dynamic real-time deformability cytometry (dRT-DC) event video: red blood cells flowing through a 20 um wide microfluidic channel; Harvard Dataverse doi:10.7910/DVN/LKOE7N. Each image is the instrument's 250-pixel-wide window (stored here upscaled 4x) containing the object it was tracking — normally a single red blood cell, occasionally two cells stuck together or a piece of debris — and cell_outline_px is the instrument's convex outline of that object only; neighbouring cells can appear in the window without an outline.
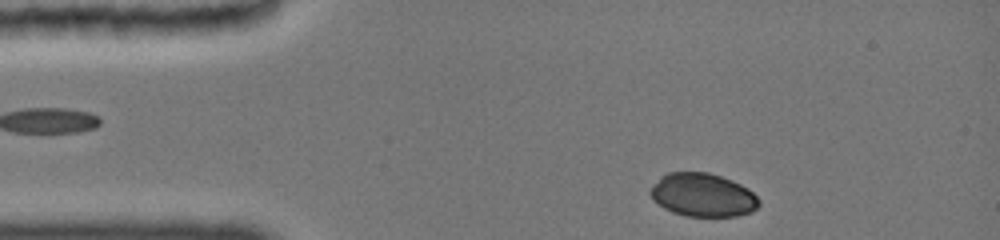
{"species": "common noctule bat (a hibernating species)", "species_latin": "Nyctalus noctula", "temperature_condition": "cold", "stored_images_in_passage": 12, "segment_of_instrument_passage": [2, 2], "camera_frame_rate_fps": 3000, "um_per_image_px": 0.085, "animal": {"sex": "female", "body_mass_g": 19.0, "forearm_length_mm": 51.5}, "frame": {"image": 1, "passage_image": 12, "time_ms": 5.0, "image_size_px": [1000, 240], "cell_outline_px": [[760, 204], [752, 212], [736, 216], [688, 216], [672, 212], [664, 208], [652, 200], [648, 192], [660, 176], [668, 172], [708, 172], [732, 180], [748, 188], [760, 200]], "centroid_in_image_um": [59.72, 16.57], "position_along_channel_um": 25.3, "area_um2": 27.57}}